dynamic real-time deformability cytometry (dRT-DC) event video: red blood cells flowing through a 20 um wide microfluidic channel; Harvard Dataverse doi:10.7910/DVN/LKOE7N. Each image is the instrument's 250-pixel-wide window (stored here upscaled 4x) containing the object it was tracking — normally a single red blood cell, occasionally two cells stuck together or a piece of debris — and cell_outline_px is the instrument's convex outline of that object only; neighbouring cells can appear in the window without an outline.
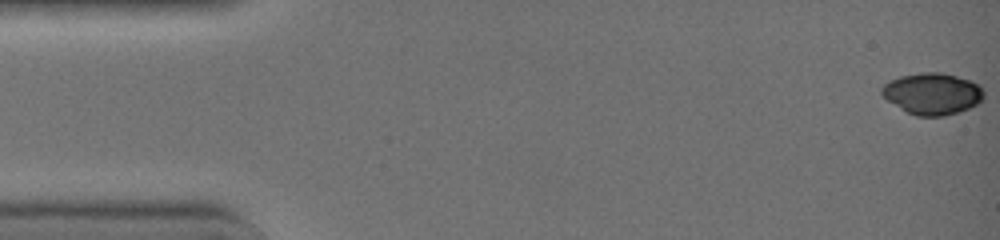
{"species": "common noctule bat (a hibernating species)", "species_latin": "Nyctalus noctula", "temperature_condition": "warm", "stored_images_in_passage": 6, "camera_frame_rate_fps": 3000, "um_per_image_px": 0.085, "animal": {"sex": "female", "body_mass_g": 19.0, "forearm_length_mm": 51.5}, "frame": {"image": 1, "passage_image": 1, "time_ms": 0.0, "image_size_px": [1000, 240], "cell_outline_px": [[984, 96], [976, 104], [968, 108], [944, 116], [916, 116], [908, 112], [888, 100], [880, 92], [880, 88], [884, 84], [900, 76], [924, 72], [940, 72], [956, 76], [968, 80], [976, 84], [984, 92]], "centroid_in_image_um": [79.23, 7.96], "position_along_channel_um": 5.8, "area_um2": 24.22}}
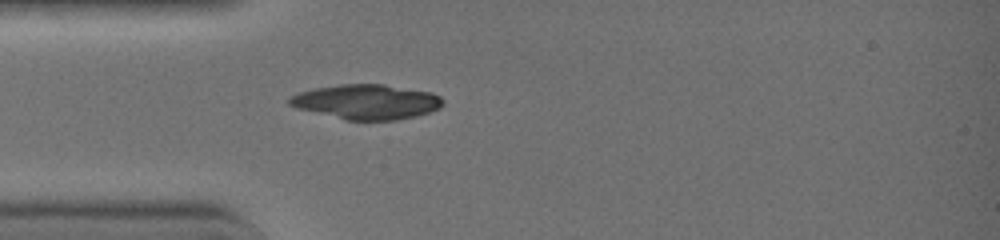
{"frame": {"image": 2, "passage_image": 6, "time_ms": 1.667, "image_size_px": [1000, 240], "cell_outline_px": [[440, 104], [436, 108], [428, 112], [416, 116], [396, 120], [348, 120], [300, 108], [288, 104], [288, 100], [292, 96], [300, 92], [312, 88], [340, 84], [384, 84], [432, 92], [440, 96]], "centroid_in_image_um": [31.15, 8.64], "position_along_channel_um": 53.9, "area_um2": 30.58}}